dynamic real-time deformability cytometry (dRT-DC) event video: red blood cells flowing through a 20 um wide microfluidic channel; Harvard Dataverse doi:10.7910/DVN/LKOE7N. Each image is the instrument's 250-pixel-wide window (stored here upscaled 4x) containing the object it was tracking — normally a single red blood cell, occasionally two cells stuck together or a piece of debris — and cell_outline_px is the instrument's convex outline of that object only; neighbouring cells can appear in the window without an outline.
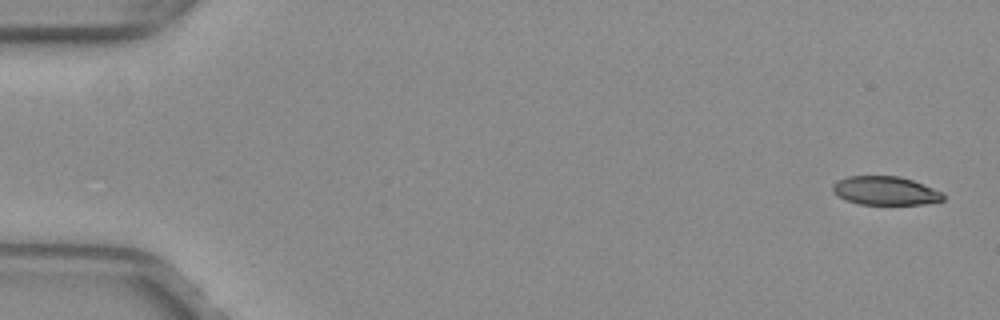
{"species": "common noctule bat (a hibernating species)", "species_latin": "Nyctalus noctula", "temperature_condition": "warm", "stored_images_in_passage": 10, "camera_frame_rate_fps": 3000, "um_per_image_px": 0.085, "animal": {"sex": "female", "body_mass_g": 29.2, "forearm_length_mm": 56.3}, "frame": {"image": 1, "passage_image": 1, "time_ms": 0.0, "image_size_px": [1000, 320], "cell_outline_px": [[944, 200], [924, 204], [860, 204], [848, 200], [832, 192], [832, 184], [848, 176], [900, 176], [912, 180], [932, 188], [940, 192], [944, 196]], "centroid_in_image_um": [75.24, 16.21], "position_along_channel_um": 9.8, "area_um2": 18.15}}